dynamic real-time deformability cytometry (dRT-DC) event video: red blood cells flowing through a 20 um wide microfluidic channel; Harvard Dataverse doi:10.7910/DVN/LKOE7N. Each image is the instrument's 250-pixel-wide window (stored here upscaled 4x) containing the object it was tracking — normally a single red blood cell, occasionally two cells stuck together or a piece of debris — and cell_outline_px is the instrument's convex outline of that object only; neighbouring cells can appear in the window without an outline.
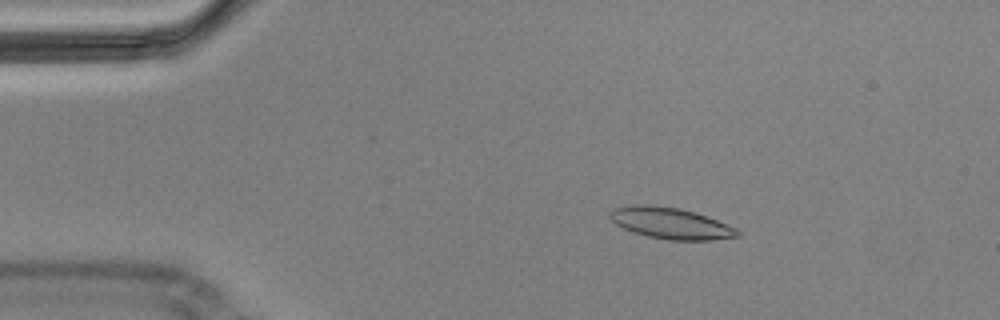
{"species": "Egyptian fruit bat (a non-hibernating species)", "species_latin": "Rousettus aegyptiacus", "temperature_condition": "cold", "stored_images_in_passage": 3, "camera_frame_rate_fps": 3000, "um_per_image_px": 0.085, "animal": {"sex": "male"}, "frame": {"image": 1, "passage_image": 2, "time_ms": 0.333, "image_size_px": [1000, 320], "cell_outline_px": [[740, 236], [712, 240], [668, 240], [648, 236], [632, 232], [616, 224], [608, 216], [608, 212], [612, 208], [636, 204], [648, 204], [680, 208], [696, 212], [736, 228], [740, 232]], "centroid_in_image_um": [56.97, 18.96], "position_along_channel_um": 28.0, "area_um2": 23.35}}